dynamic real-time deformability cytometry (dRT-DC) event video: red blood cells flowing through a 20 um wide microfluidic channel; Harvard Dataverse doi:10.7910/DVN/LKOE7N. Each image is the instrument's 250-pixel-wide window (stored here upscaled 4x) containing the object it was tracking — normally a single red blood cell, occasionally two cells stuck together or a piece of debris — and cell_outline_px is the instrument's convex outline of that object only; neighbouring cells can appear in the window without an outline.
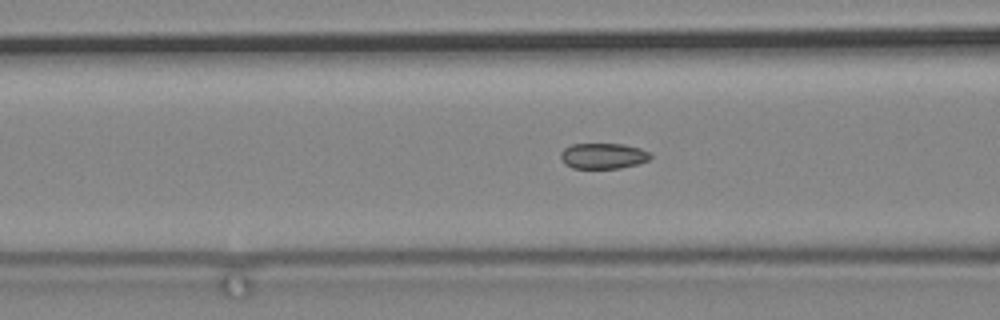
{"species": "common noctule bat (a hibernating species)", "species_latin": "Nyctalus noctula", "temperature_condition": "cold", "stored_images_in_passage": 49, "camera_frame_rate_fps": 3000, "um_per_image_px": 0.085, "animal": {"sex": "male", "body_mass_g": 19.2, "forearm_length_mm": 51.8}, "frame": {"image": 1, "passage_image": 10, "time_ms": 3.0, "image_size_px": [1000, 320], "cell_outline_px": [[652, 156], [648, 160], [636, 164], [620, 168], [572, 168], [564, 164], [560, 156], [560, 152], [564, 148], [572, 144], [624, 144], [640, 148], [648, 152]], "centroid_in_image_um": [51.24, 13.25], "position_along_channel_um": 115.4, "area_um2": 13.41}}
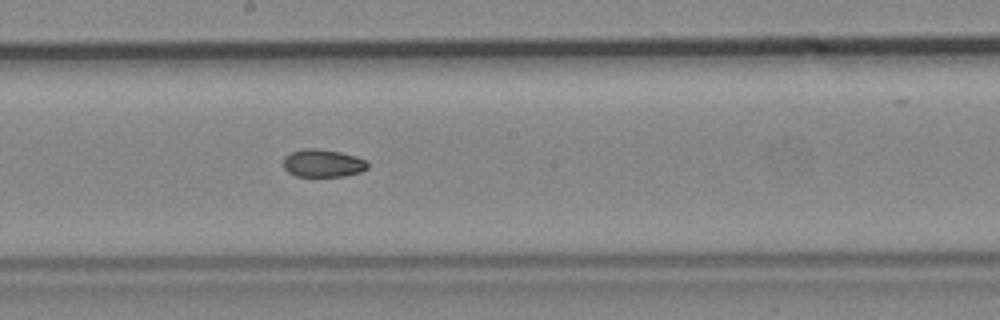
{"frame": {"image": 2, "passage_image": 20, "time_ms": 6.333, "image_size_px": [1000, 320], "cell_outline_px": [[368, 168], [360, 172], [344, 176], [296, 176], [288, 172], [284, 168], [284, 156], [292, 152], [304, 148], [316, 148], [340, 152], [356, 156], [368, 160]], "centroid_in_image_um": [27.46, 13.87], "position_along_channel_um": 220.7, "area_um2": 13.7}}
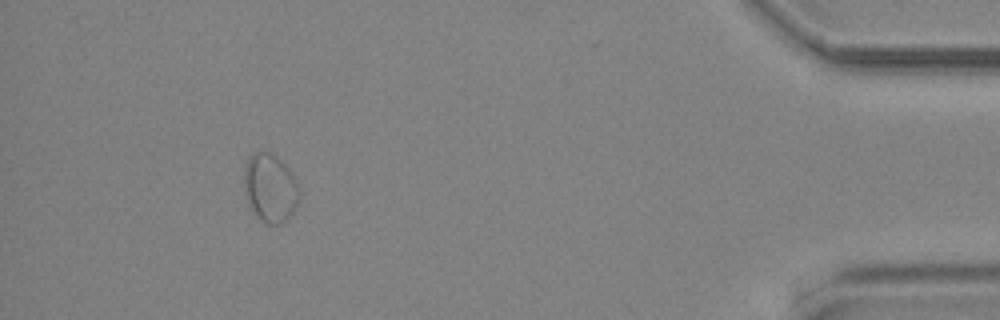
{"frame": {"image": 3, "passage_image": 44, "time_ms": 14.333, "image_size_px": [1000, 320], "cell_outline_px": [[300, 196], [292, 212], [280, 224], [268, 224], [260, 220], [256, 216], [248, 200], [244, 188], [244, 164], [248, 156], [256, 152], [268, 152], [276, 156], [292, 172], [300, 188]], "centroid_in_image_um": [22.96, 15.95], "position_along_channel_um": 412.2, "area_um2": 21.91}}